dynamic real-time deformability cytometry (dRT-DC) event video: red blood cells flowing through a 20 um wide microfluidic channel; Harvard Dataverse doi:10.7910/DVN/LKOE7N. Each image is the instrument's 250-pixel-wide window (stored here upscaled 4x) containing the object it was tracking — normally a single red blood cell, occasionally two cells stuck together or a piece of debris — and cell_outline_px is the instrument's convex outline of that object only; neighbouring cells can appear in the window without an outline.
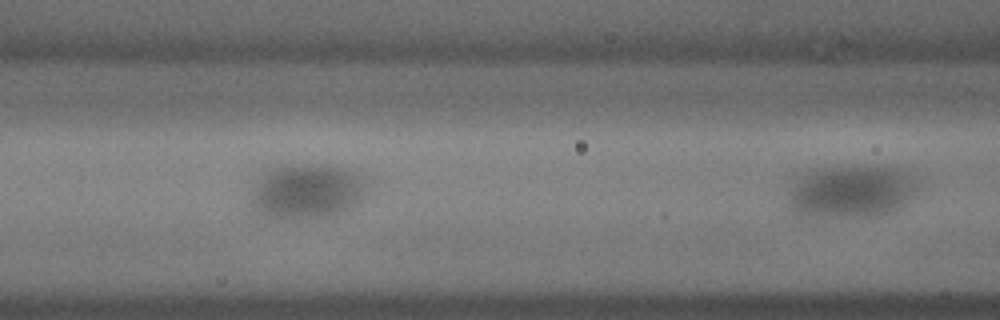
{"species": "common noctule bat (a hibernating species)", "species_latin": "Nyctalus noctula", "temperature_condition": "cold", "stored_images_in_passage": 9, "segment_of_instrument_passage": [2, 2], "camera_frame_rate_fps": 3000, "um_per_image_px": 0.085, "animal": {"sex": "male", "body_mass_g": 18.8}, "frame": {"image": 1, "passage_image": 9, "time_ms": 2.667, "image_size_px": [1000, 320], "cell_outline_px": [[900, 200], [896, 208], [880, 216], [868, 220], [804, 224], [796, 220], [792, 208], [796, 192], [800, 188], [816, 176], [824, 172], [860, 168], [872, 168], [892, 172], [900, 180]], "centroid_in_image_um": [72.0, 16.68], "position_along_channel_um": 94.6, "area_um2": 35.08}}